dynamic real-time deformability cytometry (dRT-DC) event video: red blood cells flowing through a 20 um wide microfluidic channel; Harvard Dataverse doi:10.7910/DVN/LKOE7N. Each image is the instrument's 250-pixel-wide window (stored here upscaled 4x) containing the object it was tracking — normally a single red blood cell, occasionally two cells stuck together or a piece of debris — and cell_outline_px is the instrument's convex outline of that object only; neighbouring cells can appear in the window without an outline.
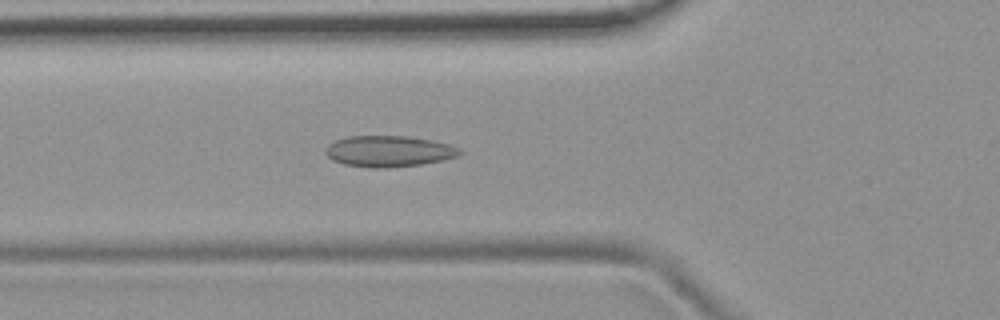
{"species": "common noctule bat (a hibernating species)", "species_latin": "Nyctalus noctula", "temperature_condition": "room temperature", "stored_images_in_passage": 49, "camera_frame_rate_fps": 3000, "um_per_image_px": 0.085, "animal": {"sex": "female", "body_mass_g": 19.9}, "frame": {"image": 1, "passage_image": 17, "time_ms": 5.333, "image_size_px": [1000, 320], "cell_outline_px": [[460, 152], [456, 156], [440, 160], [420, 164], [388, 168], [368, 168], [344, 164], [332, 160], [324, 152], [324, 148], [328, 144], [336, 140], [348, 136], [408, 136], [432, 140], [448, 144], [460, 148]], "centroid_in_image_um": [32.98, 12.85], "position_along_channel_um": 92.8, "area_um2": 24.28}}
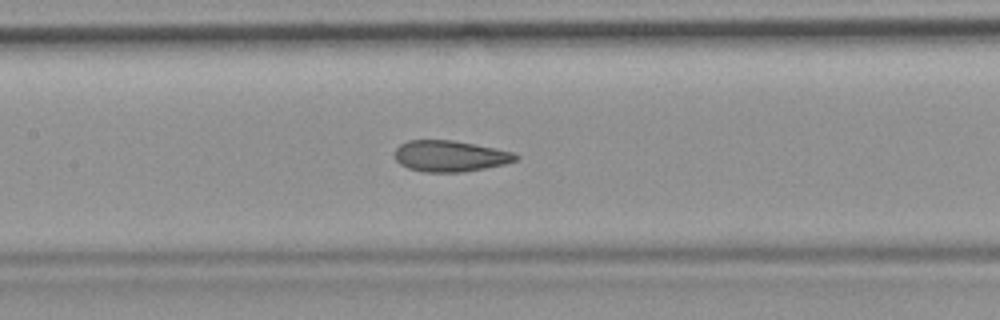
{"frame": {"image": 2, "passage_image": 23, "time_ms": 7.333, "image_size_px": [1000, 320], "cell_outline_px": [[520, 156], [516, 160], [504, 164], [464, 172], [424, 172], [408, 168], [400, 164], [396, 160], [396, 148], [400, 144], [408, 140], [452, 140], [512, 152]], "centroid_in_image_um": [38.23, 13.27], "position_along_channel_um": 169.2, "area_um2": 21.68}}
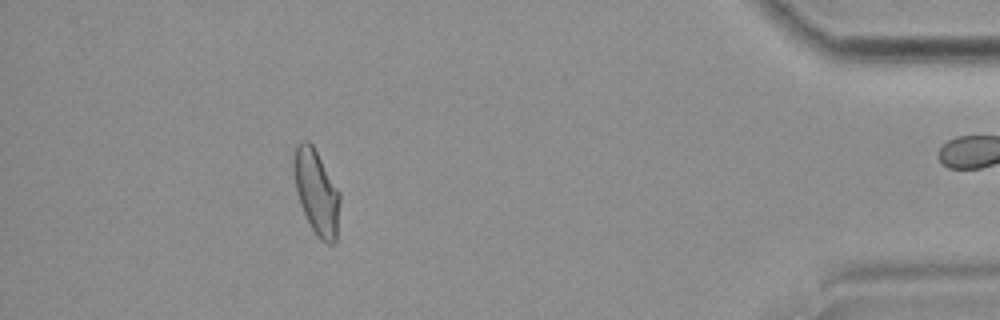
{"frame": {"image": 3, "passage_image": 46, "time_ms": 15.0, "image_size_px": [1000, 320], "cell_outline_px": [[340, 204], [336, 240], [332, 244], [328, 244], [320, 240], [316, 236], [300, 204], [296, 188], [292, 168], [292, 156], [296, 144], [300, 140], [308, 140], [312, 144], [340, 192]], "centroid_in_image_um": [26.88, 16.29], "position_along_channel_um": 408.3, "area_um2": 22.95}, "authors_computed_cell_mechanics": {"area_um2": 22.8888, "velocity_mm_per_s": 3.7959, "shape_relaxation_time_tau1_ms": null, "shape_relaxation_time_tau2_ms": 1.1703, "deformation_change_tau1": null, "deformation_change_tau2": 0.0838}}